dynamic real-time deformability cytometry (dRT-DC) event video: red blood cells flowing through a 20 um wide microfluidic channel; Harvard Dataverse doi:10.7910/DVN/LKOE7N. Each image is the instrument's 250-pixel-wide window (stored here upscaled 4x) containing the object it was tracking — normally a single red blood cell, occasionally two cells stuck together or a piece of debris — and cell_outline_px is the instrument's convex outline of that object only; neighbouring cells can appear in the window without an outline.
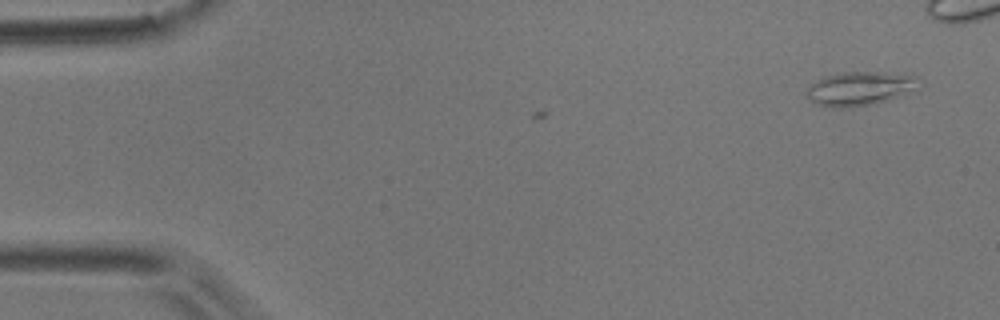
{"species": "common noctule bat (a hibernating species)", "species_latin": "Nyctalus noctula", "temperature_condition": "room temperature", "stored_images_in_passage": 5, "camera_frame_rate_fps": 3000, "um_per_image_px": 0.085, "animal": {"sex": "male", "body_mass_g": 17.9}, "frame": {"image": 1, "passage_image": 5, "time_ms": 1.333, "image_size_px": [1000, 320], "cell_outline_px": [[916, 88], [888, 100], [872, 104], [852, 108], [832, 108], [816, 104], [804, 96], [804, 92], [808, 84], [824, 76], [844, 72], [884, 72], [916, 76]], "centroid_in_image_um": [72.94, 7.54], "position_along_channel_um": 12.1, "area_um2": 22.25}}